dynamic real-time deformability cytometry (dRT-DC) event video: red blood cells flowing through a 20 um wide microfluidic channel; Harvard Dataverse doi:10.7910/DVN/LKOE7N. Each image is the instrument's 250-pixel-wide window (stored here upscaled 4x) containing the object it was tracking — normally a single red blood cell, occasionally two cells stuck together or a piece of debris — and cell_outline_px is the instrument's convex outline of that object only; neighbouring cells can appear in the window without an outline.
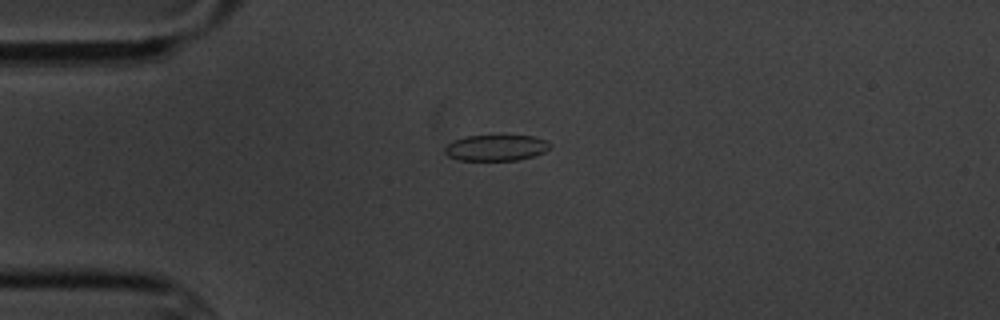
{"species": "common noctule bat (a hibernating species)", "species_latin": "Nyctalus noctula", "temperature_condition": "cold", "stored_images_in_passage": 9, "camera_frame_rate_fps": 3000, "um_per_image_px": 0.085, "animal": {"sex": "male", "body_mass_g": 20.1, "forearm_length_mm": 53.5}, "frame": {"image": 1, "passage_image": 1, "time_ms": 0.0, "image_size_px": [1000, 320], "cell_outline_px": [[552, 144], [544, 152], [532, 156], [516, 160], [460, 160], [448, 156], [444, 152], [444, 148], [452, 140], [468, 136], [532, 136], [548, 140]], "centroid_in_image_um": [42.16, 12.56], "position_along_channel_um": 42.8, "area_um2": 15.84}}
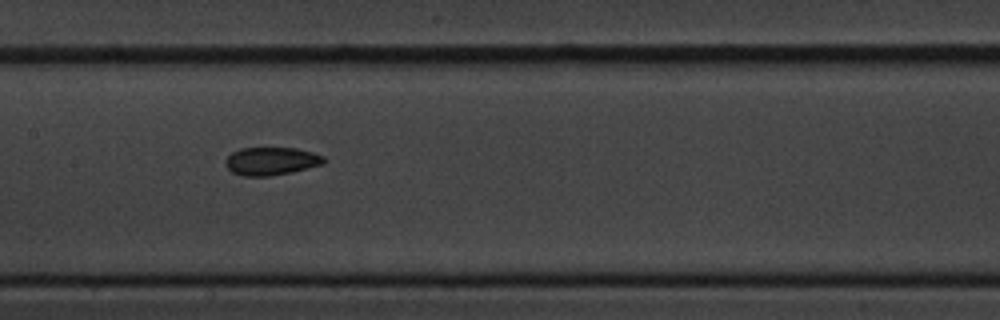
{"frame": {"image": 2, "passage_image": 5, "time_ms": 4.667, "image_size_px": [1000, 320], "cell_outline_px": [[324, 164], [292, 172], [268, 176], [244, 176], [232, 172], [224, 164], [224, 160], [232, 152], [240, 148], [296, 148], [312, 152], [324, 156]], "centroid_in_image_um": [23.04, 13.69], "position_along_channel_um": 184.4, "area_um2": 16.07}}
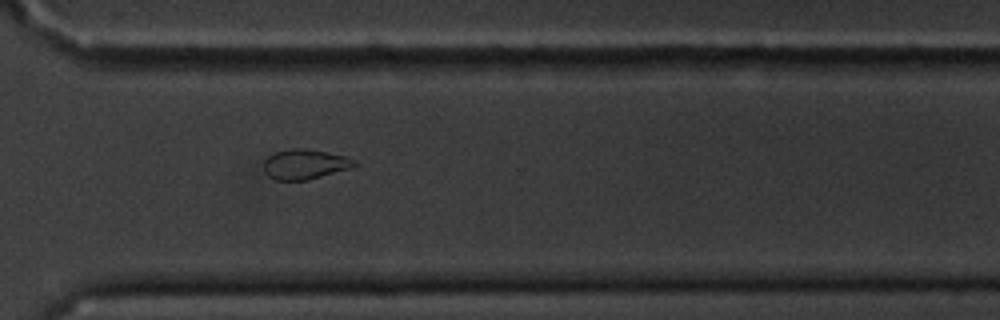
{"frame": {"image": 3, "passage_image": 9, "time_ms": 9.333, "image_size_px": [1000, 320], "cell_outline_px": [[356, 164], [352, 168], [308, 180], [276, 180], [268, 176], [264, 172], [264, 160], [268, 156], [276, 152], [292, 148], [304, 148], [344, 156], [356, 160]], "centroid_in_image_um": [25.9, 13.97], "position_along_channel_um": 344.7, "area_um2": 15.78}}